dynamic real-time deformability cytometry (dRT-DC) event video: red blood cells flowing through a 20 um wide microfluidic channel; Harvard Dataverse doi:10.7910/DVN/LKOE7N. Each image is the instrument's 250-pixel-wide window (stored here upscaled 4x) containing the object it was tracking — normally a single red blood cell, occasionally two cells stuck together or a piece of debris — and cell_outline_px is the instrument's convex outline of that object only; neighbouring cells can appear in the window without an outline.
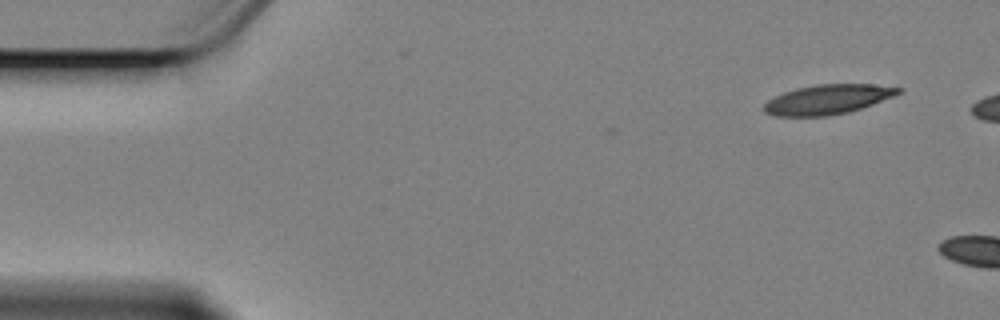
{"species": "Egyptian fruit bat (a non-hibernating species)", "species_latin": "Rousettus aegyptiacus", "temperature_condition": "cold", "stored_images_in_passage": 5, "camera_frame_rate_fps": 3000, "um_per_image_px": 0.085, "animal": {"sex": "female"}, "frame": {"image": 1, "passage_image": 1, "time_ms": 0.0, "image_size_px": [1000, 320], "cell_outline_px": [[904, 92], [896, 96], [848, 112], [828, 116], [776, 116], [764, 112], [764, 104], [768, 100], [784, 92], [796, 88], [816, 84], [872, 84], [904, 88]], "centroid_in_image_um": [70.4, 8.44], "position_along_channel_um": 14.6, "area_um2": 23.29}}